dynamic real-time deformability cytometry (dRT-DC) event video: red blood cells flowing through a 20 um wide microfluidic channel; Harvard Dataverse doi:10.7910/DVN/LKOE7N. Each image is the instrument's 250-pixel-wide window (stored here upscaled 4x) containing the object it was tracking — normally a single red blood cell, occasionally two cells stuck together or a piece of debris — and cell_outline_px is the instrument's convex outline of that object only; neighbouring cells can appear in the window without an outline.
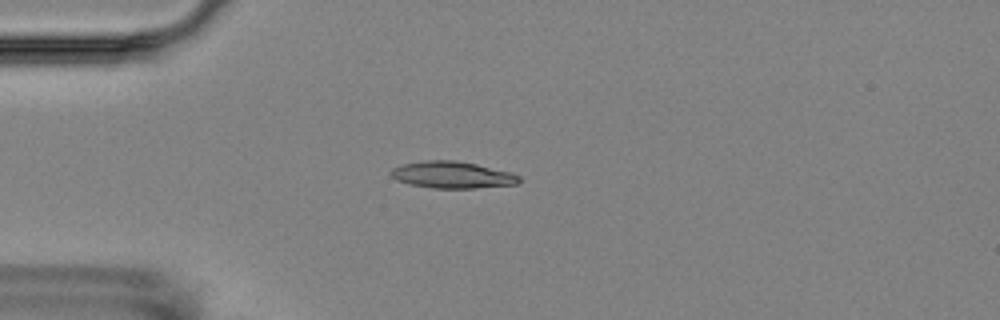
{"species": "Egyptian fruit bat (a non-hibernating species)", "species_latin": "Rousettus aegyptiacus", "temperature_condition": "room temperature", "stored_images_in_passage": 2, "camera_frame_rate_fps": 3000, "um_per_image_px": 0.085, "animal": {"sex": "female"}, "frame": {"image": 1, "passage_image": 2, "time_ms": 1.333, "image_size_px": [1000, 320], "cell_outline_px": [[520, 184], [476, 188], [432, 188], [408, 184], [396, 180], [388, 172], [392, 168], [404, 164], [424, 160], [456, 160], [476, 164], [512, 172], [520, 176]], "centroid_in_image_um": [38.45, 14.86], "position_along_channel_um": 46.5, "area_um2": 20.23}}